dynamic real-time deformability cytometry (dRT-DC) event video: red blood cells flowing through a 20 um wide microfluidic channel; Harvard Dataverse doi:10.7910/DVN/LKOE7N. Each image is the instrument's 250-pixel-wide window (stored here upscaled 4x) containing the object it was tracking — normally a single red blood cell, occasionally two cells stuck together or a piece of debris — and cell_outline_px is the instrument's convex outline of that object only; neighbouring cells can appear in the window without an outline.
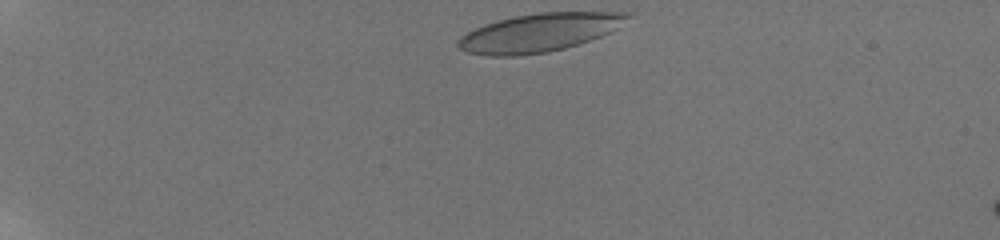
{"species": "human", "species_latin": "Homo sapiens", "temperature_condition": "room temperature", "stored_images_in_passage": 43, "camera_frame_rate_fps": 3000, "um_per_image_px": 0.085, "donor": {"sex": "male"}, "frame": {"image": 1, "passage_image": 1, "time_ms": 0.0, "image_size_px": [1000, 240], "cell_outline_px": [[632, 16], [608, 32], [600, 36], [564, 48], [548, 52], [516, 56], [488, 56], [468, 52], [460, 48], [456, 44], [456, 40], [460, 36], [484, 24], [512, 16], [536, 12], [632, 12]], "centroid_in_image_um": [45.78, 2.76], "position_along_channel_um": 39.2, "area_um2": 37.57}}
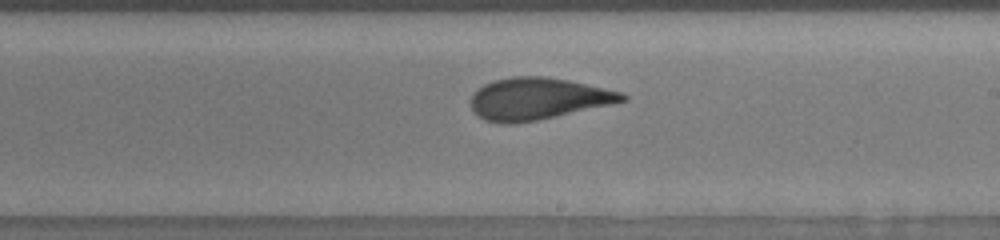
{"frame": {"image": 2, "passage_image": 23, "time_ms": 7.667, "image_size_px": [1000, 240], "cell_outline_px": [[628, 100], [556, 116], [516, 124], [500, 124], [484, 120], [476, 116], [472, 108], [472, 92], [484, 84], [496, 80], [512, 76], [544, 76], [568, 80], [624, 92], [628, 96]], "centroid_in_image_um": [45.69, 8.39], "position_along_channel_um": 243.3, "area_um2": 36.99}}
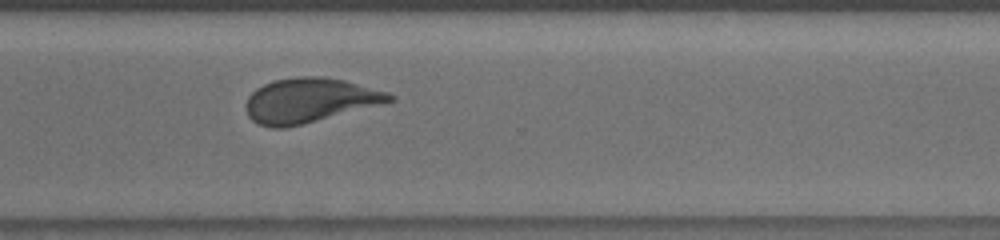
{"frame": {"image": 3, "passage_image": 31, "time_ms": 10.333, "image_size_px": [1000, 240], "cell_outline_px": [[396, 100], [284, 128], [272, 128], [260, 124], [252, 120], [248, 116], [248, 96], [256, 88], [264, 84], [276, 80], [300, 76], [320, 76], [344, 80], [388, 92], [396, 96]], "centroid_in_image_um": [26.32, 8.51], "position_along_channel_um": 344.3, "area_um2": 36.53}, "authors_computed_cell_mechanics": {"area_um2": 37.6278, "velocity_mm_per_s": 3.7843, "shape_relaxation_time_tau1_ms": 4.5512, "shape_relaxation_time_tau2_ms": 1.123, "deformation_change_tau1": 0.1538, "deformation_change_tau2": 0.0805}}